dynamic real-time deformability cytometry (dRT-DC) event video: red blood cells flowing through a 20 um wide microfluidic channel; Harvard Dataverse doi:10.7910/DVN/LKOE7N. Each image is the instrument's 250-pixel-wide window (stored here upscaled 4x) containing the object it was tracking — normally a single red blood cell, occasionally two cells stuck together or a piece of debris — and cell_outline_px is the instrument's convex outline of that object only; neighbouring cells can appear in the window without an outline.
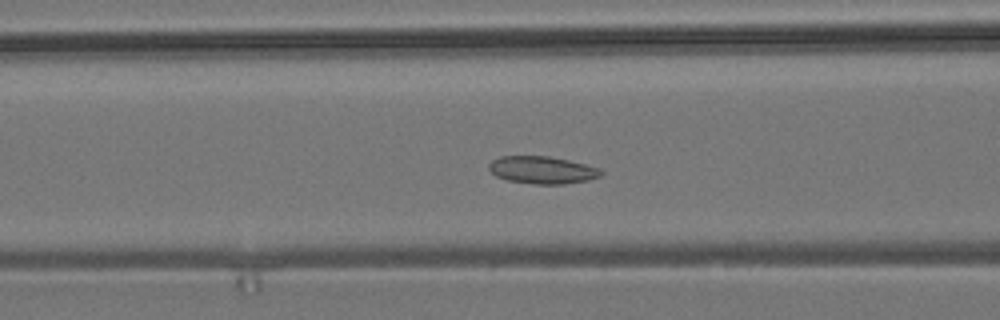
{"species": "common noctule bat (a hibernating species)", "species_latin": "Nyctalus noctula", "temperature_condition": "room temperature", "stored_images_in_passage": 54, "camera_frame_rate_fps": 3000, "um_per_image_px": 0.085, "animal": {"sex": "male", "body_mass_g": 19.2, "forearm_length_mm": 51.8}, "frame": {"image": 1, "passage_image": 20, "time_ms": 6.333, "image_size_px": [1000, 320], "cell_outline_px": [[604, 172], [600, 176], [588, 180], [564, 184], [532, 184], [508, 180], [496, 176], [488, 168], [488, 164], [492, 160], [500, 156], [548, 156], [568, 160], [600, 168]], "centroid_in_image_um": [46.08, 14.45], "position_along_channel_um": 120.5, "area_um2": 17.92}}
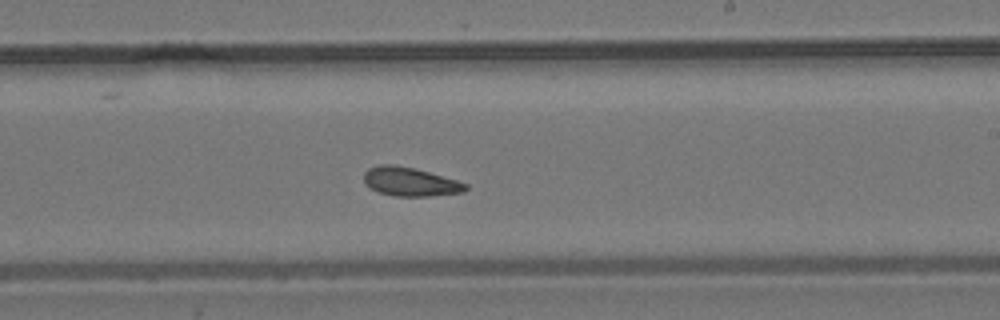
{"frame": {"image": 2, "passage_image": 31, "time_ms": 10.0, "image_size_px": [1000, 320], "cell_outline_px": [[468, 188], [464, 192], [432, 196], [396, 196], [376, 192], [364, 180], [364, 172], [368, 168], [380, 164], [392, 164], [416, 168], [456, 180], [468, 184]], "centroid_in_image_um": [34.87, 15.44], "position_along_channel_um": 254.1, "area_um2": 17.11}}
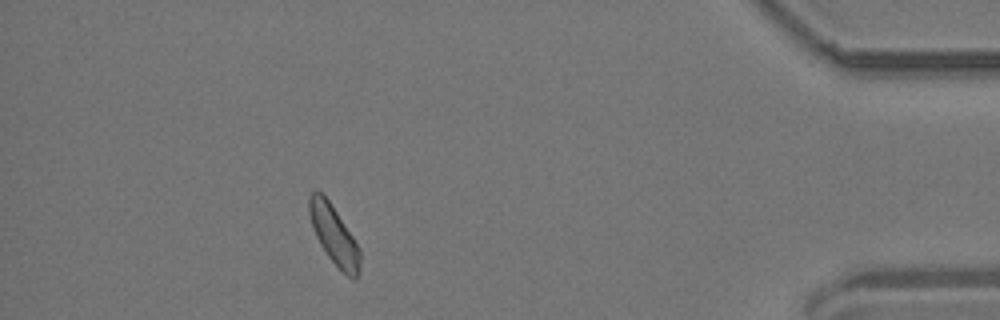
{"frame": {"image": 3, "passage_image": 48, "time_ms": 15.667, "image_size_px": [1000, 320], "cell_outline_px": [[360, 272], [356, 280], [352, 280], [328, 256], [320, 244], [312, 228], [308, 212], [308, 196], [316, 188], [328, 200], [360, 248]], "centroid_in_image_um": [28.37, 19.98], "position_along_channel_um": 406.8, "area_um2": 17.28}, "authors_computed_cell_mechanics": {"area_um2": 17.629, "velocity_mm_per_s": 3.6525, "shape_relaxation_time_tau1_ms": null, "shape_relaxation_time_tau2_ms": 2.9866, "deformation_change_tau1": null, "deformation_change_tau2": 0.0843}}